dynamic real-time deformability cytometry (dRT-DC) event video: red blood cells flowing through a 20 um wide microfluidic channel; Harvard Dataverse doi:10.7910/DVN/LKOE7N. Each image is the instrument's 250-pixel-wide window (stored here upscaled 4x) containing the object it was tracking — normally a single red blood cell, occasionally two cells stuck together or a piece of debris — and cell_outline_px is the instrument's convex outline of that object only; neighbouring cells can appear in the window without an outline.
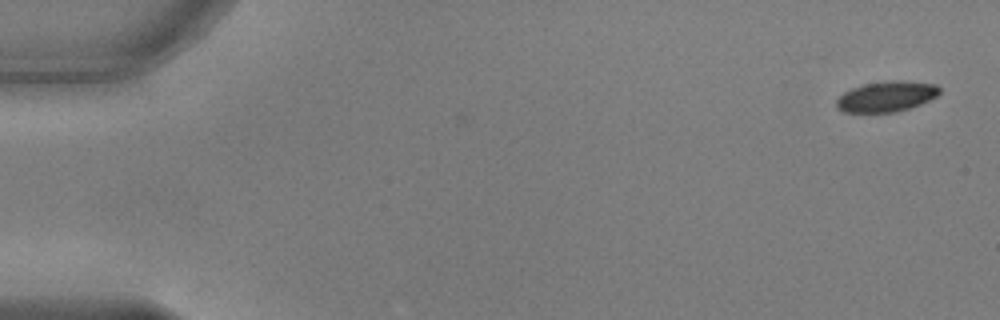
{"species": "common noctule bat (a hibernating species)", "species_latin": "Nyctalus noctula", "temperature_condition": "warm", "stored_images_in_passage": 3, "camera_frame_rate_fps": 3000, "um_per_image_px": 0.085, "animal": {"sex": "male", "body_mass_g": 17.9, "forearm_length_mm": 54.2}, "frame": {"image": 1, "passage_image": 3, "time_ms": 0.667, "image_size_px": [1000, 320], "cell_outline_px": [[940, 92], [936, 96], [920, 104], [896, 112], [840, 112], [836, 108], [836, 100], [844, 92], [852, 88], [864, 84], [888, 80], [900, 80], [936, 84], [940, 88]], "centroid_in_image_um": [75.32, 8.2], "position_along_channel_um": 9.7, "area_um2": 18.32}}